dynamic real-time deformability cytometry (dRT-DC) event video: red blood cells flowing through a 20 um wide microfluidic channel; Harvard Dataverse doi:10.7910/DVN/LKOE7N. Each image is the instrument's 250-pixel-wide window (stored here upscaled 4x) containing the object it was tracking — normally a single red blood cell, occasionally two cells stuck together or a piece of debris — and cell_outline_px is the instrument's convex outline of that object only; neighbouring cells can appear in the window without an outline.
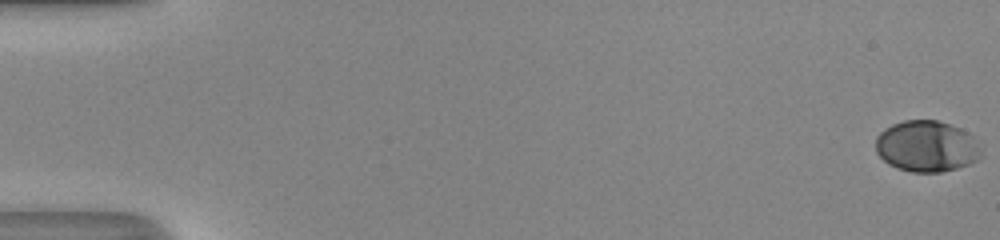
{"species": "human", "species_latin": "Homo sapiens", "temperature_condition": "room temperature", "stored_images_in_passage": 18, "camera_frame_rate_fps": 3000, "um_per_image_px": 0.085, "donor": {"sex": "male"}, "frame": {"image": 1, "passage_image": 1, "time_ms": 0.0, "image_size_px": [1000, 240], "cell_outline_px": [[980, 156], [976, 160], [968, 164], [956, 168], [940, 172], [912, 172], [896, 168], [888, 164], [876, 152], [876, 136], [884, 128], [892, 124], [904, 120], [936, 120], [960, 128], [968, 132], [972, 136], [980, 148]], "centroid_in_image_um": [78.73, 12.43], "position_along_channel_um": 6.3, "area_um2": 31.39}}
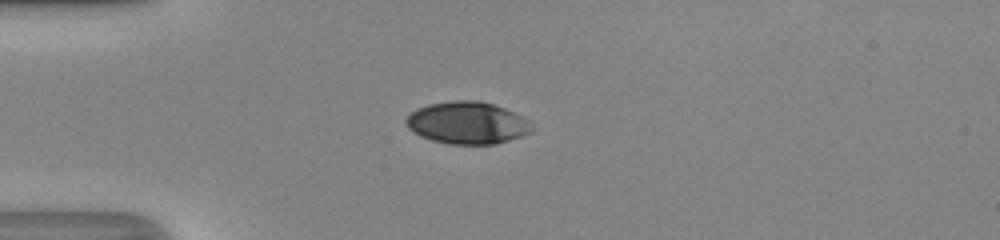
{"frame": {"image": 2, "passage_image": 16, "time_ms": 5.0, "image_size_px": [1000, 240], "cell_outline_px": [[532, 132], [508, 140], [492, 144], [448, 144], [432, 140], [420, 136], [412, 132], [408, 128], [404, 120], [416, 108], [428, 104], [452, 100], [480, 100], [516, 112], [524, 116], [528, 120], [532, 128]], "centroid_in_image_um": [39.7, 10.43], "position_along_channel_um": 45.3, "area_um2": 31.1}}